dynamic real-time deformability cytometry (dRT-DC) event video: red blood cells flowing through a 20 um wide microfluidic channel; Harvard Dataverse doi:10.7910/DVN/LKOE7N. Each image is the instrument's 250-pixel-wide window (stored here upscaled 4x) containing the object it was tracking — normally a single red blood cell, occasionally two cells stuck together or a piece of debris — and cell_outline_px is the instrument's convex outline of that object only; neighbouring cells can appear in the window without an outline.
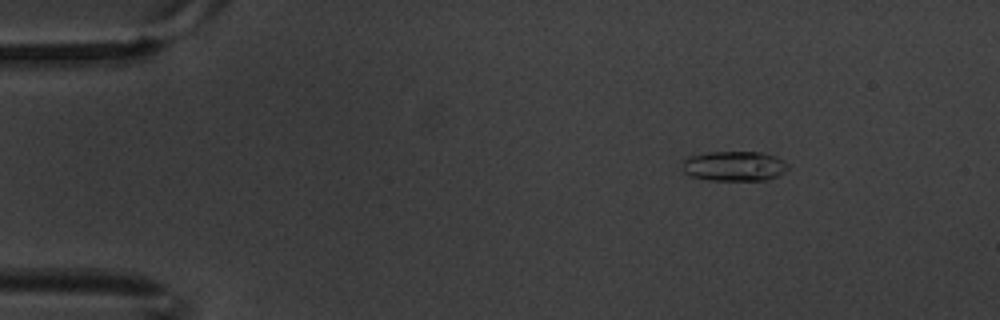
{"species": "common noctule bat (a hibernating species)", "species_latin": "Nyctalus noctula", "temperature_condition": "warm", "stored_images_in_passage": 7, "camera_frame_rate_fps": 3000, "um_per_image_px": 0.085, "animal": {"sex": "male", "body_mass_g": 20.1, "forearm_length_mm": 53.5}, "frame": {"image": 1, "passage_image": 3, "time_ms": 0.667, "image_size_px": [1000, 320], "cell_outline_px": [[792, 168], [768, 180], [708, 180], [692, 176], [684, 172], [684, 160], [688, 156], [708, 152], [760, 152], [776, 156], [784, 160]], "centroid_in_image_um": [62.47, 14.11], "position_along_channel_um": 22.5, "area_um2": 18.5}}
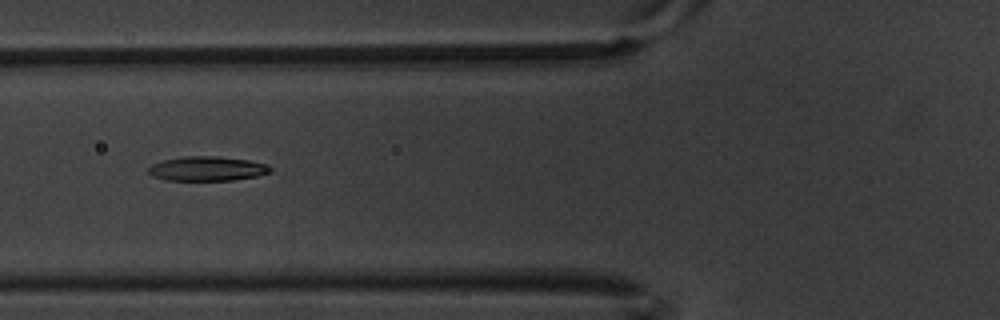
{"frame": {"image": 2, "passage_image": 7, "time_ms": 2.0, "image_size_px": [1000, 320], "cell_outline_px": [[272, 172], [256, 176], [232, 180], [164, 180], [152, 176], [148, 172], [148, 168], [152, 164], [164, 160], [184, 156], [216, 156], [248, 160], [264, 164], [272, 168]], "centroid_in_image_um": [17.58, 14.34], "position_along_channel_um": 108.2, "area_um2": 17.28}}